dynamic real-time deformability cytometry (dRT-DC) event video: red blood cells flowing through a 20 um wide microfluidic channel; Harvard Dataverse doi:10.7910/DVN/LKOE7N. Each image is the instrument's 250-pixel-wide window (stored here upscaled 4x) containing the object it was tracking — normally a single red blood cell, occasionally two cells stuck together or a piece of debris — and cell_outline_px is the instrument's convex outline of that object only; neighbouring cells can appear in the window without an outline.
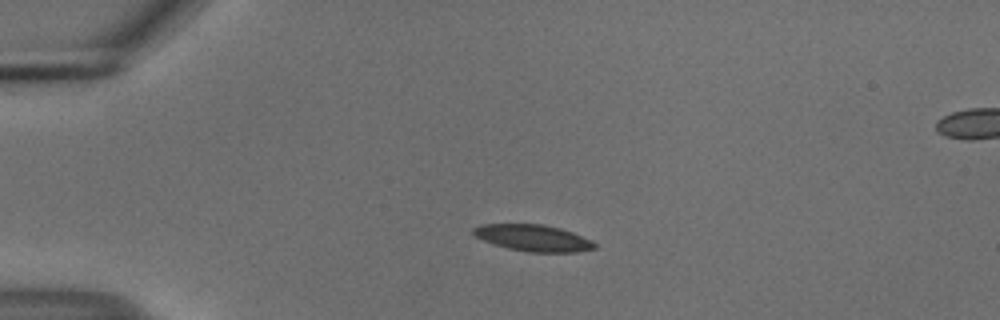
{"species": "common noctule bat (a hibernating species)", "species_latin": "Nyctalus noctula", "temperature_condition": "cold", "stored_images_in_passage": 43, "camera_frame_rate_fps": 3000, "um_per_image_px": 0.085, "animal": {"sex": "male", "body_mass_g": 18.8}, "frame": {"image": 1, "passage_image": 1, "time_ms": 0.0, "image_size_px": [1000, 320], "cell_outline_px": [[596, 248], [576, 252], [528, 252], [508, 248], [492, 244], [476, 236], [472, 232], [472, 228], [480, 224], [540, 224], [560, 228], [572, 232], [592, 240], [596, 244]], "centroid_in_image_um": [45.32, 20.22], "position_along_channel_um": 39.7, "area_um2": 18.73}}
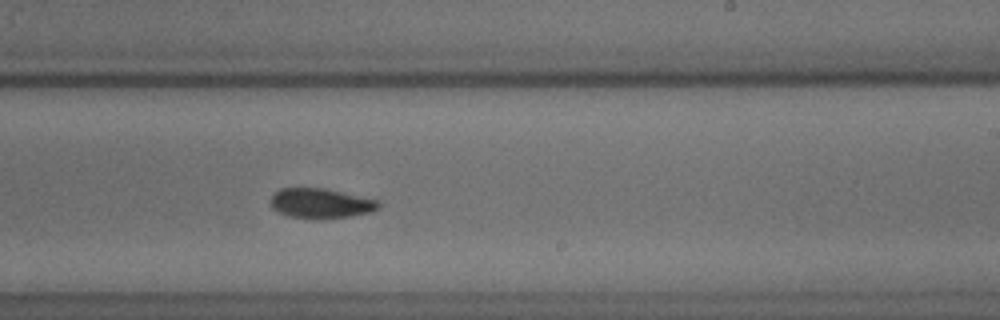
{"frame": {"image": 2, "passage_image": 22, "time_ms": 7.0, "image_size_px": [1000, 320], "cell_outline_px": [[380, 208], [372, 212], [352, 216], [320, 220], [312, 220], [288, 216], [272, 208], [272, 196], [280, 188], [324, 188], [380, 200]], "centroid_in_image_um": [27.32, 17.3], "position_along_channel_um": 261.7, "area_um2": 19.13}}
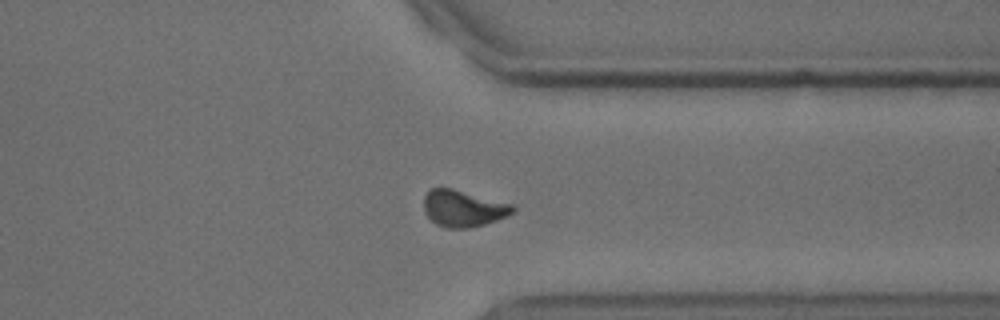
{"frame": {"image": 3, "passage_image": 31, "time_ms": 10.0, "image_size_px": [1000, 320], "cell_outline_px": [[516, 212], [496, 220], [484, 224], [468, 228], [444, 228], [436, 224], [424, 212], [424, 196], [432, 188], [452, 188], [512, 204], [516, 208]], "centroid_in_image_um": [39.38, 17.72], "position_along_channel_um": 372.0, "area_um2": 18.9}, "authors_computed_cell_mechanics": {"area_um2": 18.9006, "velocity_mm_per_s": 3.6919, "shape_relaxation_time_tau1_ms": 4.6089, "shape_relaxation_time_tau2_ms": 5.6502, "deformation_change_tau1": 0.1317, "deformation_change_tau2": 0.0833}}